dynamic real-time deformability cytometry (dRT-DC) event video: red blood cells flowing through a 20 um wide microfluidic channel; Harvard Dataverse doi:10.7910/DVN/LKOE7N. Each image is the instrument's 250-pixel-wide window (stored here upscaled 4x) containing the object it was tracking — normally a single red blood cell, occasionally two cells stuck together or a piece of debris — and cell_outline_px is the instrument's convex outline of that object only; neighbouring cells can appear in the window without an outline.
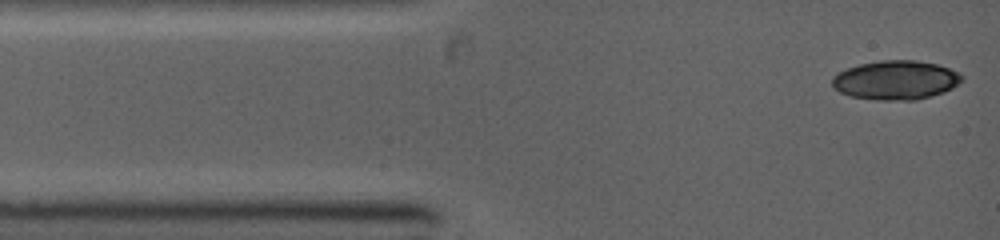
{"species": "common noctule bat (a hibernating species)", "species_latin": "Nyctalus noctula", "temperature_condition": "warm", "stored_images_in_passage": 4, "camera_frame_rate_fps": 5000, "um_per_image_px": 0.085, "animal": {"sex": "female", "body_mass_g": 19.0, "forearm_length_mm": 53.3}, "frame": {"image": 1, "passage_image": 1, "time_ms": 0.0, "image_size_px": [1000, 240], "cell_outline_px": [[964, 80], [960, 84], [944, 92], [916, 100], [880, 100], [852, 96], [840, 92], [832, 88], [832, 76], [836, 72], [860, 64], [880, 60], [916, 60], [936, 64], [960, 72], [964, 76]], "centroid_in_image_um": [76.16, 6.8], "position_along_channel_um": 8.8, "area_um2": 29.77}}